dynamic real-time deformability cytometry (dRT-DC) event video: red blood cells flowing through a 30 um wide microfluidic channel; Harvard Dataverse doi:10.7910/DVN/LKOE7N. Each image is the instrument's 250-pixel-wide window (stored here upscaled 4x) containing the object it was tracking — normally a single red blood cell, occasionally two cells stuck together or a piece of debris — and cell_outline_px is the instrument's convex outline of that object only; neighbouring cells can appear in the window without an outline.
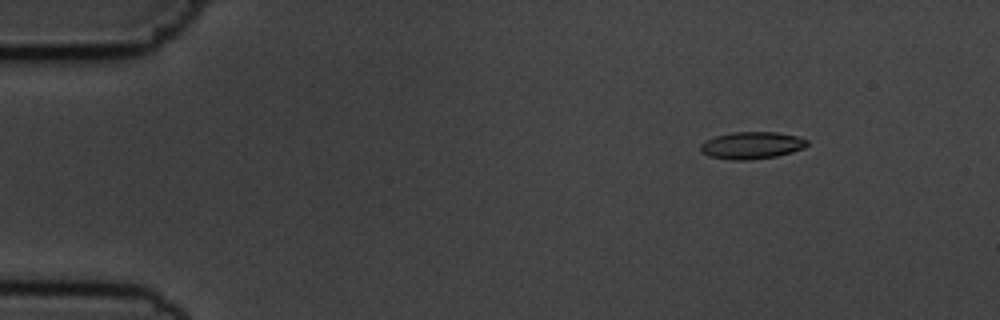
{"species": "common noctule bat (a hibernating species)", "species_latin": "Nyctalus noctula", "temperature_condition": "cold", "stored_images_in_passage": 6, "segment_of_instrument_passage": [2, 2], "camera_frame_rate_fps": 3000, "um_per_image_px": 0.085, "animal": {"sex": "male", "body_mass_g": 19.5, "forearm_length_mm": 54.6}, "frame": {"image": 1, "passage_image": 6, "time_ms": 6.667, "image_size_px": [1000, 320], "cell_outline_px": [[808, 144], [804, 148], [792, 152], [776, 156], [748, 160], [732, 160], [708, 156], [700, 152], [700, 144], [704, 140], [716, 136], [732, 132], [776, 132], [796, 136], [808, 140]], "centroid_in_image_um": [63.86, 12.36], "position_along_channel_um": 21.1, "area_um2": 16.94}}